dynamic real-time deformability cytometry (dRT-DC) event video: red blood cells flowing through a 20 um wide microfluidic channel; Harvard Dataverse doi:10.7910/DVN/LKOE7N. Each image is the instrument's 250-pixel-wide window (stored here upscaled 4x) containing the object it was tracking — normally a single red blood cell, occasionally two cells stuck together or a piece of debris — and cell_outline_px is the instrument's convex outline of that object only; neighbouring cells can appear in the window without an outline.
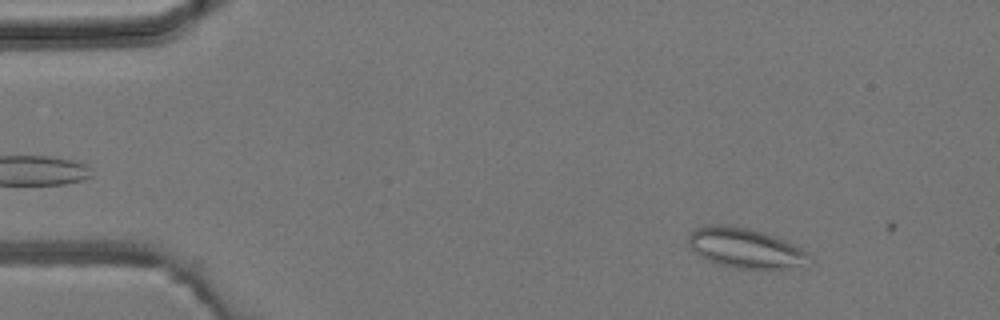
{"species": "common noctule bat (a hibernating species)", "species_latin": "Nyctalus noctula", "temperature_condition": "room temperature", "stored_images_in_passage": 2, "camera_frame_rate_fps": 3000, "um_per_image_px": 0.085, "animal": {"sex": "male", "body_mass_g": 19.2, "forearm_length_mm": 51.8}, "frame": {"image": 1, "passage_image": 1, "time_ms": 0.0, "image_size_px": [1000, 320], "cell_outline_px": [[812, 260], [788, 268], [736, 268], [716, 264], [700, 256], [692, 248], [688, 240], [688, 236], [696, 228], [704, 224], [728, 224], [748, 228], [764, 232], [776, 236], [808, 252]], "centroid_in_image_um": [63.31, 21.05], "position_along_channel_um": 21.7, "area_um2": 27.92}}